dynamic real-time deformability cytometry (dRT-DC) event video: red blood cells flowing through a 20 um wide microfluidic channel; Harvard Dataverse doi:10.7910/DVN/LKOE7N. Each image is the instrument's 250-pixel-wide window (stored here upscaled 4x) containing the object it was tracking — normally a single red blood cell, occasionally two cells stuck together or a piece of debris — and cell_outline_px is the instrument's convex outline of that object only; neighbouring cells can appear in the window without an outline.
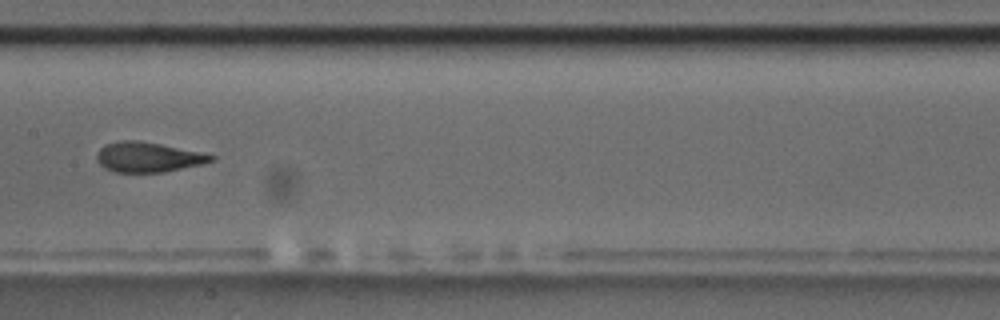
{"species": "common noctule bat (a hibernating species)", "species_latin": "Nyctalus noctula", "temperature_condition": "room temperature", "stored_images_in_passage": 15, "camera_frame_rate_fps": 3000, "um_per_image_px": 0.085, "animal": {"sex": "male", "body_mass_g": 17.5, "forearm_length_mm": 52.3}, "frame": {"image": 1, "passage_image": 7, "time_ms": 7.667, "image_size_px": [1000, 320], "cell_outline_px": [[216, 160], [204, 164], [164, 172], [116, 172], [104, 168], [96, 160], [96, 156], [100, 148], [104, 144], [120, 140], [136, 140], [160, 144], [200, 152], [216, 156]], "centroid_in_image_um": [12.59, 13.36], "position_along_channel_um": 194.8, "area_um2": 20.06}}
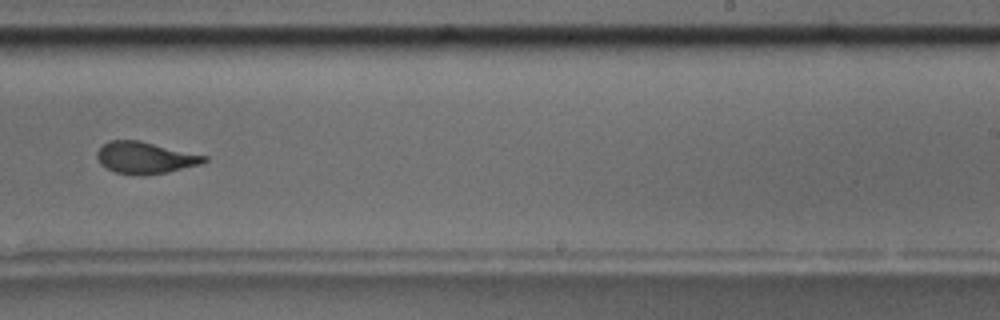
{"frame": {"image": 2, "passage_image": 9, "time_ms": 10.0, "image_size_px": [1000, 320], "cell_outline_px": [[208, 160], [200, 164], [168, 172], [144, 176], [116, 172], [100, 164], [96, 156], [96, 152], [108, 140], [140, 140], [208, 156]], "centroid_in_image_um": [12.34, 13.4], "position_along_channel_um": 276.7, "area_um2": 19.88}}